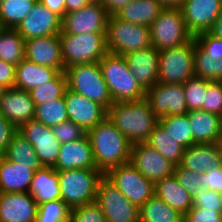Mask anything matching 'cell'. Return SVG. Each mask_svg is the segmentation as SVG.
Here are the masks:
<instances>
[{
    "label": "cell",
    "instance_id": "db71d44e",
    "mask_svg": "<svg viewBox=\"0 0 222 222\" xmlns=\"http://www.w3.org/2000/svg\"><path fill=\"white\" fill-rule=\"evenodd\" d=\"M87 4V0H65V13L78 11Z\"/></svg>",
    "mask_w": 222,
    "mask_h": 222
},
{
    "label": "cell",
    "instance_id": "9c48e42d",
    "mask_svg": "<svg viewBox=\"0 0 222 222\" xmlns=\"http://www.w3.org/2000/svg\"><path fill=\"white\" fill-rule=\"evenodd\" d=\"M195 39L159 52L158 82L163 84H184L195 76Z\"/></svg>",
    "mask_w": 222,
    "mask_h": 222
},
{
    "label": "cell",
    "instance_id": "2e32d148",
    "mask_svg": "<svg viewBox=\"0 0 222 222\" xmlns=\"http://www.w3.org/2000/svg\"><path fill=\"white\" fill-rule=\"evenodd\" d=\"M108 14L101 4H87L78 11L65 13L62 31L65 34H106Z\"/></svg>",
    "mask_w": 222,
    "mask_h": 222
},
{
    "label": "cell",
    "instance_id": "7bdbcfd3",
    "mask_svg": "<svg viewBox=\"0 0 222 222\" xmlns=\"http://www.w3.org/2000/svg\"><path fill=\"white\" fill-rule=\"evenodd\" d=\"M202 111L222 117V81H209L204 94Z\"/></svg>",
    "mask_w": 222,
    "mask_h": 222
},
{
    "label": "cell",
    "instance_id": "d6a6232c",
    "mask_svg": "<svg viewBox=\"0 0 222 222\" xmlns=\"http://www.w3.org/2000/svg\"><path fill=\"white\" fill-rule=\"evenodd\" d=\"M8 160L24 164L36 171L41 168L34 147L18 131L12 136L6 152L3 154Z\"/></svg>",
    "mask_w": 222,
    "mask_h": 222
},
{
    "label": "cell",
    "instance_id": "60d3db41",
    "mask_svg": "<svg viewBox=\"0 0 222 222\" xmlns=\"http://www.w3.org/2000/svg\"><path fill=\"white\" fill-rule=\"evenodd\" d=\"M209 80L193 76L183 84L188 111L202 110Z\"/></svg>",
    "mask_w": 222,
    "mask_h": 222
},
{
    "label": "cell",
    "instance_id": "5bb4252c",
    "mask_svg": "<svg viewBox=\"0 0 222 222\" xmlns=\"http://www.w3.org/2000/svg\"><path fill=\"white\" fill-rule=\"evenodd\" d=\"M18 132L34 147L35 153L42 167H54L61 147L51 127L45 126L32 119L25 122Z\"/></svg>",
    "mask_w": 222,
    "mask_h": 222
},
{
    "label": "cell",
    "instance_id": "5b68a950",
    "mask_svg": "<svg viewBox=\"0 0 222 222\" xmlns=\"http://www.w3.org/2000/svg\"><path fill=\"white\" fill-rule=\"evenodd\" d=\"M61 200L70 208L94 202L98 183L104 176L99 170L72 169L58 172Z\"/></svg>",
    "mask_w": 222,
    "mask_h": 222
},
{
    "label": "cell",
    "instance_id": "d6986e66",
    "mask_svg": "<svg viewBox=\"0 0 222 222\" xmlns=\"http://www.w3.org/2000/svg\"><path fill=\"white\" fill-rule=\"evenodd\" d=\"M183 19L193 35L208 32L222 11V0H184Z\"/></svg>",
    "mask_w": 222,
    "mask_h": 222
},
{
    "label": "cell",
    "instance_id": "83f0119b",
    "mask_svg": "<svg viewBox=\"0 0 222 222\" xmlns=\"http://www.w3.org/2000/svg\"><path fill=\"white\" fill-rule=\"evenodd\" d=\"M29 194L37 204L61 199L58 171L53 167H41L36 170Z\"/></svg>",
    "mask_w": 222,
    "mask_h": 222
},
{
    "label": "cell",
    "instance_id": "91938a15",
    "mask_svg": "<svg viewBox=\"0 0 222 222\" xmlns=\"http://www.w3.org/2000/svg\"><path fill=\"white\" fill-rule=\"evenodd\" d=\"M4 90H5V88L0 85V99L2 97Z\"/></svg>",
    "mask_w": 222,
    "mask_h": 222
},
{
    "label": "cell",
    "instance_id": "ee69618b",
    "mask_svg": "<svg viewBox=\"0 0 222 222\" xmlns=\"http://www.w3.org/2000/svg\"><path fill=\"white\" fill-rule=\"evenodd\" d=\"M70 222H107L100 206L94 201L71 209Z\"/></svg>",
    "mask_w": 222,
    "mask_h": 222
},
{
    "label": "cell",
    "instance_id": "f907efd6",
    "mask_svg": "<svg viewBox=\"0 0 222 222\" xmlns=\"http://www.w3.org/2000/svg\"><path fill=\"white\" fill-rule=\"evenodd\" d=\"M16 66L0 59V85L5 89L15 87Z\"/></svg>",
    "mask_w": 222,
    "mask_h": 222
},
{
    "label": "cell",
    "instance_id": "836d02e7",
    "mask_svg": "<svg viewBox=\"0 0 222 222\" xmlns=\"http://www.w3.org/2000/svg\"><path fill=\"white\" fill-rule=\"evenodd\" d=\"M25 57V40L16 29L0 27V59L18 65Z\"/></svg>",
    "mask_w": 222,
    "mask_h": 222
},
{
    "label": "cell",
    "instance_id": "4fadbf2b",
    "mask_svg": "<svg viewBox=\"0 0 222 222\" xmlns=\"http://www.w3.org/2000/svg\"><path fill=\"white\" fill-rule=\"evenodd\" d=\"M145 99L158 118L185 115L188 112L183 84L158 82L146 90Z\"/></svg>",
    "mask_w": 222,
    "mask_h": 222
},
{
    "label": "cell",
    "instance_id": "8992f818",
    "mask_svg": "<svg viewBox=\"0 0 222 222\" xmlns=\"http://www.w3.org/2000/svg\"><path fill=\"white\" fill-rule=\"evenodd\" d=\"M64 67L99 62L107 53L106 34H59Z\"/></svg>",
    "mask_w": 222,
    "mask_h": 222
},
{
    "label": "cell",
    "instance_id": "7402d4cb",
    "mask_svg": "<svg viewBox=\"0 0 222 222\" xmlns=\"http://www.w3.org/2000/svg\"><path fill=\"white\" fill-rule=\"evenodd\" d=\"M53 168L58 172L72 169L98 170L87 134L76 141L62 143Z\"/></svg>",
    "mask_w": 222,
    "mask_h": 222
},
{
    "label": "cell",
    "instance_id": "ac0fdd59",
    "mask_svg": "<svg viewBox=\"0 0 222 222\" xmlns=\"http://www.w3.org/2000/svg\"><path fill=\"white\" fill-rule=\"evenodd\" d=\"M68 119L86 133L108 116V110L101 104L67 89L64 95Z\"/></svg>",
    "mask_w": 222,
    "mask_h": 222
},
{
    "label": "cell",
    "instance_id": "ffe728a7",
    "mask_svg": "<svg viewBox=\"0 0 222 222\" xmlns=\"http://www.w3.org/2000/svg\"><path fill=\"white\" fill-rule=\"evenodd\" d=\"M24 58L37 65L52 67L59 72H65L59 35L25 40Z\"/></svg>",
    "mask_w": 222,
    "mask_h": 222
},
{
    "label": "cell",
    "instance_id": "b9f144b4",
    "mask_svg": "<svg viewBox=\"0 0 222 222\" xmlns=\"http://www.w3.org/2000/svg\"><path fill=\"white\" fill-rule=\"evenodd\" d=\"M173 175L180 185L191 194L192 199L198 195L201 188H204L201 182L202 174L186 169L181 165L175 166Z\"/></svg>",
    "mask_w": 222,
    "mask_h": 222
},
{
    "label": "cell",
    "instance_id": "681fc988",
    "mask_svg": "<svg viewBox=\"0 0 222 222\" xmlns=\"http://www.w3.org/2000/svg\"><path fill=\"white\" fill-rule=\"evenodd\" d=\"M18 130L0 114V155H3L11 141L12 136Z\"/></svg>",
    "mask_w": 222,
    "mask_h": 222
},
{
    "label": "cell",
    "instance_id": "c3c4849f",
    "mask_svg": "<svg viewBox=\"0 0 222 222\" xmlns=\"http://www.w3.org/2000/svg\"><path fill=\"white\" fill-rule=\"evenodd\" d=\"M204 188L222 193V164L207 169L201 180Z\"/></svg>",
    "mask_w": 222,
    "mask_h": 222
},
{
    "label": "cell",
    "instance_id": "f546056e",
    "mask_svg": "<svg viewBox=\"0 0 222 222\" xmlns=\"http://www.w3.org/2000/svg\"><path fill=\"white\" fill-rule=\"evenodd\" d=\"M162 9L158 0H133L115 16L124 22L150 27Z\"/></svg>",
    "mask_w": 222,
    "mask_h": 222
},
{
    "label": "cell",
    "instance_id": "8d00e7d4",
    "mask_svg": "<svg viewBox=\"0 0 222 222\" xmlns=\"http://www.w3.org/2000/svg\"><path fill=\"white\" fill-rule=\"evenodd\" d=\"M38 0H4L0 5V27L16 29Z\"/></svg>",
    "mask_w": 222,
    "mask_h": 222
},
{
    "label": "cell",
    "instance_id": "9f6ffc18",
    "mask_svg": "<svg viewBox=\"0 0 222 222\" xmlns=\"http://www.w3.org/2000/svg\"><path fill=\"white\" fill-rule=\"evenodd\" d=\"M163 8H177L180 9L184 0H158Z\"/></svg>",
    "mask_w": 222,
    "mask_h": 222
},
{
    "label": "cell",
    "instance_id": "816d5d0a",
    "mask_svg": "<svg viewBox=\"0 0 222 222\" xmlns=\"http://www.w3.org/2000/svg\"><path fill=\"white\" fill-rule=\"evenodd\" d=\"M132 1L133 0H103L101 5L105 8L106 13L110 16L115 15L119 10Z\"/></svg>",
    "mask_w": 222,
    "mask_h": 222
},
{
    "label": "cell",
    "instance_id": "bcb514c9",
    "mask_svg": "<svg viewBox=\"0 0 222 222\" xmlns=\"http://www.w3.org/2000/svg\"><path fill=\"white\" fill-rule=\"evenodd\" d=\"M192 207L222 211L221 194L213 190L201 188L198 195L192 199Z\"/></svg>",
    "mask_w": 222,
    "mask_h": 222
},
{
    "label": "cell",
    "instance_id": "8fae6325",
    "mask_svg": "<svg viewBox=\"0 0 222 222\" xmlns=\"http://www.w3.org/2000/svg\"><path fill=\"white\" fill-rule=\"evenodd\" d=\"M195 76L209 81H222V39L209 32L194 36Z\"/></svg>",
    "mask_w": 222,
    "mask_h": 222
},
{
    "label": "cell",
    "instance_id": "7c38bea8",
    "mask_svg": "<svg viewBox=\"0 0 222 222\" xmlns=\"http://www.w3.org/2000/svg\"><path fill=\"white\" fill-rule=\"evenodd\" d=\"M95 202L107 222H139V208L127 200L105 175L98 183Z\"/></svg>",
    "mask_w": 222,
    "mask_h": 222
},
{
    "label": "cell",
    "instance_id": "4dcf8cb0",
    "mask_svg": "<svg viewBox=\"0 0 222 222\" xmlns=\"http://www.w3.org/2000/svg\"><path fill=\"white\" fill-rule=\"evenodd\" d=\"M155 195L183 215L192 207L191 194L180 185L174 175L155 183Z\"/></svg>",
    "mask_w": 222,
    "mask_h": 222
},
{
    "label": "cell",
    "instance_id": "74e56055",
    "mask_svg": "<svg viewBox=\"0 0 222 222\" xmlns=\"http://www.w3.org/2000/svg\"><path fill=\"white\" fill-rule=\"evenodd\" d=\"M67 87L65 72L29 91L35 106L64 97Z\"/></svg>",
    "mask_w": 222,
    "mask_h": 222
},
{
    "label": "cell",
    "instance_id": "11a10c76",
    "mask_svg": "<svg viewBox=\"0 0 222 222\" xmlns=\"http://www.w3.org/2000/svg\"><path fill=\"white\" fill-rule=\"evenodd\" d=\"M215 37L222 39V11L220 12L219 16L217 17L215 23L213 24L212 28L208 31Z\"/></svg>",
    "mask_w": 222,
    "mask_h": 222
},
{
    "label": "cell",
    "instance_id": "680465c9",
    "mask_svg": "<svg viewBox=\"0 0 222 222\" xmlns=\"http://www.w3.org/2000/svg\"><path fill=\"white\" fill-rule=\"evenodd\" d=\"M218 145H219V149H220V151H221V153H222V134H221V136H220V138L218 139Z\"/></svg>",
    "mask_w": 222,
    "mask_h": 222
},
{
    "label": "cell",
    "instance_id": "52a82bcc",
    "mask_svg": "<svg viewBox=\"0 0 222 222\" xmlns=\"http://www.w3.org/2000/svg\"><path fill=\"white\" fill-rule=\"evenodd\" d=\"M106 46L109 53L118 55L149 48L150 27L124 22L110 15L107 19Z\"/></svg>",
    "mask_w": 222,
    "mask_h": 222
},
{
    "label": "cell",
    "instance_id": "484cf974",
    "mask_svg": "<svg viewBox=\"0 0 222 222\" xmlns=\"http://www.w3.org/2000/svg\"><path fill=\"white\" fill-rule=\"evenodd\" d=\"M222 164V153L218 143L194 144L184 149L180 165L196 173Z\"/></svg>",
    "mask_w": 222,
    "mask_h": 222
},
{
    "label": "cell",
    "instance_id": "f5cc1de1",
    "mask_svg": "<svg viewBox=\"0 0 222 222\" xmlns=\"http://www.w3.org/2000/svg\"><path fill=\"white\" fill-rule=\"evenodd\" d=\"M51 11L58 14L61 18L65 15V0H39Z\"/></svg>",
    "mask_w": 222,
    "mask_h": 222
},
{
    "label": "cell",
    "instance_id": "7a4b0ae2",
    "mask_svg": "<svg viewBox=\"0 0 222 222\" xmlns=\"http://www.w3.org/2000/svg\"><path fill=\"white\" fill-rule=\"evenodd\" d=\"M107 117L132 145L147 142L158 124V117L145 98L138 101L115 102L108 109Z\"/></svg>",
    "mask_w": 222,
    "mask_h": 222
},
{
    "label": "cell",
    "instance_id": "d4e9b609",
    "mask_svg": "<svg viewBox=\"0 0 222 222\" xmlns=\"http://www.w3.org/2000/svg\"><path fill=\"white\" fill-rule=\"evenodd\" d=\"M35 171L0 155V193L29 192Z\"/></svg>",
    "mask_w": 222,
    "mask_h": 222
},
{
    "label": "cell",
    "instance_id": "f1b7e54d",
    "mask_svg": "<svg viewBox=\"0 0 222 222\" xmlns=\"http://www.w3.org/2000/svg\"><path fill=\"white\" fill-rule=\"evenodd\" d=\"M60 72L52 67H45L30 62L25 58L16 65L15 88L30 91L47 81L54 79Z\"/></svg>",
    "mask_w": 222,
    "mask_h": 222
},
{
    "label": "cell",
    "instance_id": "6da1fadb",
    "mask_svg": "<svg viewBox=\"0 0 222 222\" xmlns=\"http://www.w3.org/2000/svg\"><path fill=\"white\" fill-rule=\"evenodd\" d=\"M97 169L106 175L111 169L130 162L128 139L106 117L87 132Z\"/></svg>",
    "mask_w": 222,
    "mask_h": 222
},
{
    "label": "cell",
    "instance_id": "f35d334b",
    "mask_svg": "<svg viewBox=\"0 0 222 222\" xmlns=\"http://www.w3.org/2000/svg\"><path fill=\"white\" fill-rule=\"evenodd\" d=\"M33 119L48 127H54L69 120L64 97L35 106Z\"/></svg>",
    "mask_w": 222,
    "mask_h": 222
},
{
    "label": "cell",
    "instance_id": "e575fe53",
    "mask_svg": "<svg viewBox=\"0 0 222 222\" xmlns=\"http://www.w3.org/2000/svg\"><path fill=\"white\" fill-rule=\"evenodd\" d=\"M146 143L175 166L180 165L184 148L175 142L159 124L155 126Z\"/></svg>",
    "mask_w": 222,
    "mask_h": 222
},
{
    "label": "cell",
    "instance_id": "cb8c5ba5",
    "mask_svg": "<svg viewBox=\"0 0 222 222\" xmlns=\"http://www.w3.org/2000/svg\"><path fill=\"white\" fill-rule=\"evenodd\" d=\"M37 210L29 192L0 193V222H35Z\"/></svg>",
    "mask_w": 222,
    "mask_h": 222
},
{
    "label": "cell",
    "instance_id": "9a60e30c",
    "mask_svg": "<svg viewBox=\"0 0 222 222\" xmlns=\"http://www.w3.org/2000/svg\"><path fill=\"white\" fill-rule=\"evenodd\" d=\"M130 163L154 184L174 174L175 165L146 142L131 146Z\"/></svg>",
    "mask_w": 222,
    "mask_h": 222
},
{
    "label": "cell",
    "instance_id": "ba28073f",
    "mask_svg": "<svg viewBox=\"0 0 222 222\" xmlns=\"http://www.w3.org/2000/svg\"><path fill=\"white\" fill-rule=\"evenodd\" d=\"M181 9L163 8L150 26V41L157 51L183 45L193 39Z\"/></svg>",
    "mask_w": 222,
    "mask_h": 222
},
{
    "label": "cell",
    "instance_id": "e0dca14e",
    "mask_svg": "<svg viewBox=\"0 0 222 222\" xmlns=\"http://www.w3.org/2000/svg\"><path fill=\"white\" fill-rule=\"evenodd\" d=\"M16 30L24 40L59 35L62 18L38 0Z\"/></svg>",
    "mask_w": 222,
    "mask_h": 222
},
{
    "label": "cell",
    "instance_id": "f6af8a7d",
    "mask_svg": "<svg viewBox=\"0 0 222 222\" xmlns=\"http://www.w3.org/2000/svg\"><path fill=\"white\" fill-rule=\"evenodd\" d=\"M51 130L61 144L76 141L87 134L81 127L70 120L51 127Z\"/></svg>",
    "mask_w": 222,
    "mask_h": 222
},
{
    "label": "cell",
    "instance_id": "44dd1931",
    "mask_svg": "<svg viewBox=\"0 0 222 222\" xmlns=\"http://www.w3.org/2000/svg\"><path fill=\"white\" fill-rule=\"evenodd\" d=\"M0 114L18 130L34 118L35 104L28 91L5 89L0 99Z\"/></svg>",
    "mask_w": 222,
    "mask_h": 222
},
{
    "label": "cell",
    "instance_id": "4316f807",
    "mask_svg": "<svg viewBox=\"0 0 222 222\" xmlns=\"http://www.w3.org/2000/svg\"><path fill=\"white\" fill-rule=\"evenodd\" d=\"M193 134V145L216 143L222 134V117L207 111H188Z\"/></svg>",
    "mask_w": 222,
    "mask_h": 222
},
{
    "label": "cell",
    "instance_id": "ab89813d",
    "mask_svg": "<svg viewBox=\"0 0 222 222\" xmlns=\"http://www.w3.org/2000/svg\"><path fill=\"white\" fill-rule=\"evenodd\" d=\"M71 209L61 200L38 204L35 222H70Z\"/></svg>",
    "mask_w": 222,
    "mask_h": 222
},
{
    "label": "cell",
    "instance_id": "277c9868",
    "mask_svg": "<svg viewBox=\"0 0 222 222\" xmlns=\"http://www.w3.org/2000/svg\"><path fill=\"white\" fill-rule=\"evenodd\" d=\"M65 75L67 87L72 92L103 105L107 110L114 104L98 62L67 67Z\"/></svg>",
    "mask_w": 222,
    "mask_h": 222
},
{
    "label": "cell",
    "instance_id": "6f0895ef",
    "mask_svg": "<svg viewBox=\"0 0 222 222\" xmlns=\"http://www.w3.org/2000/svg\"><path fill=\"white\" fill-rule=\"evenodd\" d=\"M91 4H102L103 0H87Z\"/></svg>",
    "mask_w": 222,
    "mask_h": 222
},
{
    "label": "cell",
    "instance_id": "d590c367",
    "mask_svg": "<svg viewBox=\"0 0 222 222\" xmlns=\"http://www.w3.org/2000/svg\"><path fill=\"white\" fill-rule=\"evenodd\" d=\"M163 130L184 149L193 145V134L187 114L158 118Z\"/></svg>",
    "mask_w": 222,
    "mask_h": 222
},
{
    "label": "cell",
    "instance_id": "3957f363",
    "mask_svg": "<svg viewBox=\"0 0 222 222\" xmlns=\"http://www.w3.org/2000/svg\"><path fill=\"white\" fill-rule=\"evenodd\" d=\"M98 63L113 103L145 98L146 91L134 78L123 55L108 52Z\"/></svg>",
    "mask_w": 222,
    "mask_h": 222
},
{
    "label": "cell",
    "instance_id": "30bf717a",
    "mask_svg": "<svg viewBox=\"0 0 222 222\" xmlns=\"http://www.w3.org/2000/svg\"><path fill=\"white\" fill-rule=\"evenodd\" d=\"M105 176L138 208L155 195V184L130 162L111 169Z\"/></svg>",
    "mask_w": 222,
    "mask_h": 222
},
{
    "label": "cell",
    "instance_id": "603a6c76",
    "mask_svg": "<svg viewBox=\"0 0 222 222\" xmlns=\"http://www.w3.org/2000/svg\"><path fill=\"white\" fill-rule=\"evenodd\" d=\"M123 56L134 78L145 91L158 83L159 51L153 46Z\"/></svg>",
    "mask_w": 222,
    "mask_h": 222
},
{
    "label": "cell",
    "instance_id": "1f68e13d",
    "mask_svg": "<svg viewBox=\"0 0 222 222\" xmlns=\"http://www.w3.org/2000/svg\"><path fill=\"white\" fill-rule=\"evenodd\" d=\"M139 222H184V215L153 195L139 208Z\"/></svg>",
    "mask_w": 222,
    "mask_h": 222
},
{
    "label": "cell",
    "instance_id": "7dc6e473",
    "mask_svg": "<svg viewBox=\"0 0 222 222\" xmlns=\"http://www.w3.org/2000/svg\"><path fill=\"white\" fill-rule=\"evenodd\" d=\"M184 222H222V211L191 207L184 215Z\"/></svg>",
    "mask_w": 222,
    "mask_h": 222
}]
</instances>
